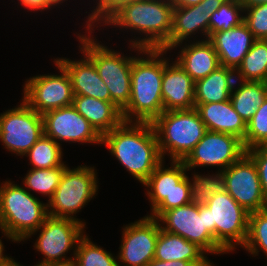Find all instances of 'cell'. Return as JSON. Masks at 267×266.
Returning a JSON list of instances; mask_svg holds the SVG:
<instances>
[{
    "label": "cell",
    "mask_w": 267,
    "mask_h": 266,
    "mask_svg": "<svg viewBox=\"0 0 267 266\" xmlns=\"http://www.w3.org/2000/svg\"><path fill=\"white\" fill-rule=\"evenodd\" d=\"M102 145L142 184L164 161L151 122H122L102 136Z\"/></svg>",
    "instance_id": "cell-1"
},
{
    "label": "cell",
    "mask_w": 267,
    "mask_h": 266,
    "mask_svg": "<svg viewBox=\"0 0 267 266\" xmlns=\"http://www.w3.org/2000/svg\"><path fill=\"white\" fill-rule=\"evenodd\" d=\"M131 67V97L121 111L124 122H153L163 111L162 77L165 49H142ZM163 58H162V57Z\"/></svg>",
    "instance_id": "cell-2"
},
{
    "label": "cell",
    "mask_w": 267,
    "mask_h": 266,
    "mask_svg": "<svg viewBox=\"0 0 267 266\" xmlns=\"http://www.w3.org/2000/svg\"><path fill=\"white\" fill-rule=\"evenodd\" d=\"M173 7L169 0H137L121 6L103 24L144 33V38L130 41L142 54V49H161L169 41Z\"/></svg>",
    "instance_id": "cell-3"
},
{
    "label": "cell",
    "mask_w": 267,
    "mask_h": 266,
    "mask_svg": "<svg viewBox=\"0 0 267 266\" xmlns=\"http://www.w3.org/2000/svg\"><path fill=\"white\" fill-rule=\"evenodd\" d=\"M2 184L0 229L9 240L18 243L26 240L49 216L47 203L44 204L28 190L11 181Z\"/></svg>",
    "instance_id": "cell-4"
},
{
    "label": "cell",
    "mask_w": 267,
    "mask_h": 266,
    "mask_svg": "<svg viewBox=\"0 0 267 266\" xmlns=\"http://www.w3.org/2000/svg\"><path fill=\"white\" fill-rule=\"evenodd\" d=\"M159 150L164 158L183 161L208 131L195 108L163 111L153 122Z\"/></svg>",
    "instance_id": "cell-5"
},
{
    "label": "cell",
    "mask_w": 267,
    "mask_h": 266,
    "mask_svg": "<svg viewBox=\"0 0 267 266\" xmlns=\"http://www.w3.org/2000/svg\"><path fill=\"white\" fill-rule=\"evenodd\" d=\"M87 31L88 36L85 32V35L78 34L76 37L81 44L79 48L93 61L98 75L109 90L111 102L122 111L131 97V67L134 56L124 57V54L95 41L90 34L92 30Z\"/></svg>",
    "instance_id": "cell-6"
},
{
    "label": "cell",
    "mask_w": 267,
    "mask_h": 266,
    "mask_svg": "<svg viewBox=\"0 0 267 266\" xmlns=\"http://www.w3.org/2000/svg\"><path fill=\"white\" fill-rule=\"evenodd\" d=\"M205 221L206 229L228 253L245 244L249 212L227 191L214 194L205 204Z\"/></svg>",
    "instance_id": "cell-7"
},
{
    "label": "cell",
    "mask_w": 267,
    "mask_h": 266,
    "mask_svg": "<svg viewBox=\"0 0 267 266\" xmlns=\"http://www.w3.org/2000/svg\"><path fill=\"white\" fill-rule=\"evenodd\" d=\"M97 174L94 167L79 166L64 170L61 181L54 192L53 197L48 200V214L52 217L68 218L85 222L74 217L84 205L95 197L98 190Z\"/></svg>",
    "instance_id": "cell-8"
},
{
    "label": "cell",
    "mask_w": 267,
    "mask_h": 266,
    "mask_svg": "<svg viewBox=\"0 0 267 266\" xmlns=\"http://www.w3.org/2000/svg\"><path fill=\"white\" fill-rule=\"evenodd\" d=\"M162 161L143 183L151 203L153 218H159L165 211L191 203L188 169L182 161H171L165 168Z\"/></svg>",
    "instance_id": "cell-9"
},
{
    "label": "cell",
    "mask_w": 267,
    "mask_h": 266,
    "mask_svg": "<svg viewBox=\"0 0 267 266\" xmlns=\"http://www.w3.org/2000/svg\"><path fill=\"white\" fill-rule=\"evenodd\" d=\"M84 228L86 227L79 221L48 216L43 224L26 238H31L40 230L34 248L41 252L44 259L36 265L72 266L75 258L74 249L85 233ZM72 249L74 254L69 258L66 253Z\"/></svg>",
    "instance_id": "cell-10"
},
{
    "label": "cell",
    "mask_w": 267,
    "mask_h": 266,
    "mask_svg": "<svg viewBox=\"0 0 267 266\" xmlns=\"http://www.w3.org/2000/svg\"><path fill=\"white\" fill-rule=\"evenodd\" d=\"M44 134L42 114L32 109L23 99L14 109L0 114V141L17 156H24Z\"/></svg>",
    "instance_id": "cell-11"
},
{
    "label": "cell",
    "mask_w": 267,
    "mask_h": 266,
    "mask_svg": "<svg viewBox=\"0 0 267 266\" xmlns=\"http://www.w3.org/2000/svg\"><path fill=\"white\" fill-rule=\"evenodd\" d=\"M158 221L161 229L177 234L211 254L228 253L206 229L205 205L189 203L165 211Z\"/></svg>",
    "instance_id": "cell-12"
},
{
    "label": "cell",
    "mask_w": 267,
    "mask_h": 266,
    "mask_svg": "<svg viewBox=\"0 0 267 266\" xmlns=\"http://www.w3.org/2000/svg\"><path fill=\"white\" fill-rule=\"evenodd\" d=\"M60 75L30 77L23 86V100L39 114L72 105L74 99L71 79L66 69L54 60Z\"/></svg>",
    "instance_id": "cell-13"
},
{
    "label": "cell",
    "mask_w": 267,
    "mask_h": 266,
    "mask_svg": "<svg viewBox=\"0 0 267 266\" xmlns=\"http://www.w3.org/2000/svg\"><path fill=\"white\" fill-rule=\"evenodd\" d=\"M245 153L243 141L238 137L207 131L182 162L188 170L197 166H219V171L222 172Z\"/></svg>",
    "instance_id": "cell-14"
},
{
    "label": "cell",
    "mask_w": 267,
    "mask_h": 266,
    "mask_svg": "<svg viewBox=\"0 0 267 266\" xmlns=\"http://www.w3.org/2000/svg\"><path fill=\"white\" fill-rule=\"evenodd\" d=\"M222 176L226 191L247 212L267 208L256 165L246 153L223 170Z\"/></svg>",
    "instance_id": "cell-15"
},
{
    "label": "cell",
    "mask_w": 267,
    "mask_h": 266,
    "mask_svg": "<svg viewBox=\"0 0 267 266\" xmlns=\"http://www.w3.org/2000/svg\"><path fill=\"white\" fill-rule=\"evenodd\" d=\"M160 228L158 219L149 215L126 225L117 255L120 266H146L154 259Z\"/></svg>",
    "instance_id": "cell-16"
},
{
    "label": "cell",
    "mask_w": 267,
    "mask_h": 266,
    "mask_svg": "<svg viewBox=\"0 0 267 266\" xmlns=\"http://www.w3.org/2000/svg\"><path fill=\"white\" fill-rule=\"evenodd\" d=\"M42 116L44 134L58 144L61 141L102 143V136L72 105L47 111Z\"/></svg>",
    "instance_id": "cell-17"
},
{
    "label": "cell",
    "mask_w": 267,
    "mask_h": 266,
    "mask_svg": "<svg viewBox=\"0 0 267 266\" xmlns=\"http://www.w3.org/2000/svg\"><path fill=\"white\" fill-rule=\"evenodd\" d=\"M226 0H203L189 7H173L172 31L169 41L161 48L167 51L181 46L191 35L201 31L209 38V21L212 13ZM181 44V45H180Z\"/></svg>",
    "instance_id": "cell-18"
},
{
    "label": "cell",
    "mask_w": 267,
    "mask_h": 266,
    "mask_svg": "<svg viewBox=\"0 0 267 266\" xmlns=\"http://www.w3.org/2000/svg\"><path fill=\"white\" fill-rule=\"evenodd\" d=\"M164 59L162 77V100L164 111L188 110L195 108V81L180 65Z\"/></svg>",
    "instance_id": "cell-19"
},
{
    "label": "cell",
    "mask_w": 267,
    "mask_h": 266,
    "mask_svg": "<svg viewBox=\"0 0 267 266\" xmlns=\"http://www.w3.org/2000/svg\"><path fill=\"white\" fill-rule=\"evenodd\" d=\"M208 40L218 54L220 65L236 71L256 39L242 22L230 30L213 33Z\"/></svg>",
    "instance_id": "cell-20"
},
{
    "label": "cell",
    "mask_w": 267,
    "mask_h": 266,
    "mask_svg": "<svg viewBox=\"0 0 267 266\" xmlns=\"http://www.w3.org/2000/svg\"><path fill=\"white\" fill-rule=\"evenodd\" d=\"M82 54L83 59L78 61H72L68 58L55 59L69 74L73 94L111 102L109 90L98 75L93 61L85 53Z\"/></svg>",
    "instance_id": "cell-21"
},
{
    "label": "cell",
    "mask_w": 267,
    "mask_h": 266,
    "mask_svg": "<svg viewBox=\"0 0 267 266\" xmlns=\"http://www.w3.org/2000/svg\"><path fill=\"white\" fill-rule=\"evenodd\" d=\"M195 109L208 131L228 133L244 141L246 122L235 111L230 99L195 105Z\"/></svg>",
    "instance_id": "cell-22"
},
{
    "label": "cell",
    "mask_w": 267,
    "mask_h": 266,
    "mask_svg": "<svg viewBox=\"0 0 267 266\" xmlns=\"http://www.w3.org/2000/svg\"><path fill=\"white\" fill-rule=\"evenodd\" d=\"M72 106L103 136L122 122V112L113 103L93 97L74 95Z\"/></svg>",
    "instance_id": "cell-23"
},
{
    "label": "cell",
    "mask_w": 267,
    "mask_h": 266,
    "mask_svg": "<svg viewBox=\"0 0 267 266\" xmlns=\"http://www.w3.org/2000/svg\"><path fill=\"white\" fill-rule=\"evenodd\" d=\"M196 244L160 228L154 259L159 261H190L194 266H214Z\"/></svg>",
    "instance_id": "cell-24"
},
{
    "label": "cell",
    "mask_w": 267,
    "mask_h": 266,
    "mask_svg": "<svg viewBox=\"0 0 267 266\" xmlns=\"http://www.w3.org/2000/svg\"><path fill=\"white\" fill-rule=\"evenodd\" d=\"M176 62L196 82L215 71L220 65L218 54L208 39H202L180 48Z\"/></svg>",
    "instance_id": "cell-25"
},
{
    "label": "cell",
    "mask_w": 267,
    "mask_h": 266,
    "mask_svg": "<svg viewBox=\"0 0 267 266\" xmlns=\"http://www.w3.org/2000/svg\"><path fill=\"white\" fill-rule=\"evenodd\" d=\"M235 81V70L219 66L208 76L195 82V105L229 100Z\"/></svg>",
    "instance_id": "cell-26"
},
{
    "label": "cell",
    "mask_w": 267,
    "mask_h": 266,
    "mask_svg": "<svg viewBox=\"0 0 267 266\" xmlns=\"http://www.w3.org/2000/svg\"><path fill=\"white\" fill-rule=\"evenodd\" d=\"M237 81H239V84L235 87ZM266 97L267 89L264 82L236 80L231 91L230 100L235 111L247 123Z\"/></svg>",
    "instance_id": "cell-27"
},
{
    "label": "cell",
    "mask_w": 267,
    "mask_h": 266,
    "mask_svg": "<svg viewBox=\"0 0 267 266\" xmlns=\"http://www.w3.org/2000/svg\"><path fill=\"white\" fill-rule=\"evenodd\" d=\"M235 72L237 80L264 82L267 76V40L256 39Z\"/></svg>",
    "instance_id": "cell-28"
},
{
    "label": "cell",
    "mask_w": 267,
    "mask_h": 266,
    "mask_svg": "<svg viewBox=\"0 0 267 266\" xmlns=\"http://www.w3.org/2000/svg\"><path fill=\"white\" fill-rule=\"evenodd\" d=\"M66 168L67 165L64 163L61 166L54 168H30V171L28 170V173L23 179L25 189H29L30 193L31 190L35 192L37 191L44 196H48L50 200L53 197Z\"/></svg>",
    "instance_id": "cell-29"
},
{
    "label": "cell",
    "mask_w": 267,
    "mask_h": 266,
    "mask_svg": "<svg viewBox=\"0 0 267 266\" xmlns=\"http://www.w3.org/2000/svg\"><path fill=\"white\" fill-rule=\"evenodd\" d=\"M62 152L61 144L43 134L24 156L29 157L33 169L54 168L64 163Z\"/></svg>",
    "instance_id": "cell-30"
},
{
    "label": "cell",
    "mask_w": 267,
    "mask_h": 266,
    "mask_svg": "<svg viewBox=\"0 0 267 266\" xmlns=\"http://www.w3.org/2000/svg\"><path fill=\"white\" fill-rule=\"evenodd\" d=\"M116 259L84 234L77 243L72 266H120Z\"/></svg>",
    "instance_id": "cell-31"
},
{
    "label": "cell",
    "mask_w": 267,
    "mask_h": 266,
    "mask_svg": "<svg viewBox=\"0 0 267 266\" xmlns=\"http://www.w3.org/2000/svg\"><path fill=\"white\" fill-rule=\"evenodd\" d=\"M193 175L192 182L190 181V198L193 204L205 205L214 194L226 191L224 177L220 171L211 176L198 173Z\"/></svg>",
    "instance_id": "cell-32"
},
{
    "label": "cell",
    "mask_w": 267,
    "mask_h": 266,
    "mask_svg": "<svg viewBox=\"0 0 267 266\" xmlns=\"http://www.w3.org/2000/svg\"><path fill=\"white\" fill-rule=\"evenodd\" d=\"M244 6L238 0H226L214 11L209 21V37L218 31L239 26L244 20Z\"/></svg>",
    "instance_id": "cell-33"
},
{
    "label": "cell",
    "mask_w": 267,
    "mask_h": 266,
    "mask_svg": "<svg viewBox=\"0 0 267 266\" xmlns=\"http://www.w3.org/2000/svg\"><path fill=\"white\" fill-rule=\"evenodd\" d=\"M242 247L253 256H257L259 250L267 256V208L249 213L248 235Z\"/></svg>",
    "instance_id": "cell-34"
},
{
    "label": "cell",
    "mask_w": 267,
    "mask_h": 266,
    "mask_svg": "<svg viewBox=\"0 0 267 266\" xmlns=\"http://www.w3.org/2000/svg\"><path fill=\"white\" fill-rule=\"evenodd\" d=\"M243 145L246 150L257 146H267V97L246 123Z\"/></svg>",
    "instance_id": "cell-35"
},
{
    "label": "cell",
    "mask_w": 267,
    "mask_h": 266,
    "mask_svg": "<svg viewBox=\"0 0 267 266\" xmlns=\"http://www.w3.org/2000/svg\"><path fill=\"white\" fill-rule=\"evenodd\" d=\"M243 22L255 39L267 40V3L244 7Z\"/></svg>",
    "instance_id": "cell-36"
},
{
    "label": "cell",
    "mask_w": 267,
    "mask_h": 266,
    "mask_svg": "<svg viewBox=\"0 0 267 266\" xmlns=\"http://www.w3.org/2000/svg\"><path fill=\"white\" fill-rule=\"evenodd\" d=\"M97 6L95 9L91 10L92 13L88 14V19L86 20V29L93 30V26L96 22L103 23L121 6L131 3L137 0H97ZM100 21V22H99ZM94 23V24H93ZM93 24V25H92Z\"/></svg>",
    "instance_id": "cell-37"
},
{
    "label": "cell",
    "mask_w": 267,
    "mask_h": 266,
    "mask_svg": "<svg viewBox=\"0 0 267 266\" xmlns=\"http://www.w3.org/2000/svg\"><path fill=\"white\" fill-rule=\"evenodd\" d=\"M246 154L254 161L261 188L265 200L267 201V146H257L246 150Z\"/></svg>",
    "instance_id": "cell-38"
},
{
    "label": "cell",
    "mask_w": 267,
    "mask_h": 266,
    "mask_svg": "<svg viewBox=\"0 0 267 266\" xmlns=\"http://www.w3.org/2000/svg\"><path fill=\"white\" fill-rule=\"evenodd\" d=\"M20 4L30 10L34 11H44L46 9H51L53 6L50 4L49 0H18ZM51 7V8H50Z\"/></svg>",
    "instance_id": "cell-39"
},
{
    "label": "cell",
    "mask_w": 267,
    "mask_h": 266,
    "mask_svg": "<svg viewBox=\"0 0 267 266\" xmlns=\"http://www.w3.org/2000/svg\"><path fill=\"white\" fill-rule=\"evenodd\" d=\"M146 266H194L190 261L175 260V261H159L152 259Z\"/></svg>",
    "instance_id": "cell-40"
},
{
    "label": "cell",
    "mask_w": 267,
    "mask_h": 266,
    "mask_svg": "<svg viewBox=\"0 0 267 266\" xmlns=\"http://www.w3.org/2000/svg\"><path fill=\"white\" fill-rule=\"evenodd\" d=\"M174 7H189L201 3L203 0H169Z\"/></svg>",
    "instance_id": "cell-41"
},
{
    "label": "cell",
    "mask_w": 267,
    "mask_h": 266,
    "mask_svg": "<svg viewBox=\"0 0 267 266\" xmlns=\"http://www.w3.org/2000/svg\"><path fill=\"white\" fill-rule=\"evenodd\" d=\"M3 251H4V246L0 239V266H10L13 262H15V260L7 255H4Z\"/></svg>",
    "instance_id": "cell-42"
},
{
    "label": "cell",
    "mask_w": 267,
    "mask_h": 266,
    "mask_svg": "<svg viewBox=\"0 0 267 266\" xmlns=\"http://www.w3.org/2000/svg\"><path fill=\"white\" fill-rule=\"evenodd\" d=\"M244 7L267 3V0H238Z\"/></svg>",
    "instance_id": "cell-43"
},
{
    "label": "cell",
    "mask_w": 267,
    "mask_h": 266,
    "mask_svg": "<svg viewBox=\"0 0 267 266\" xmlns=\"http://www.w3.org/2000/svg\"><path fill=\"white\" fill-rule=\"evenodd\" d=\"M63 1H66V0H49L50 4L54 7L55 5L57 6V4H61L63 3ZM68 1V0H67Z\"/></svg>",
    "instance_id": "cell-44"
},
{
    "label": "cell",
    "mask_w": 267,
    "mask_h": 266,
    "mask_svg": "<svg viewBox=\"0 0 267 266\" xmlns=\"http://www.w3.org/2000/svg\"><path fill=\"white\" fill-rule=\"evenodd\" d=\"M10 266H23L19 262L15 261Z\"/></svg>",
    "instance_id": "cell-45"
},
{
    "label": "cell",
    "mask_w": 267,
    "mask_h": 266,
    "mask_svg": "<svg viewBox=\"0 0 267 266\" xmlns=\"http://www.w3.org/2000/svg\"><path fill=\"white\" fill-rule=\"evenodd\" d=\"M264 84H265V87H266V89H267V76H266V78H265V80H264Z\"/></svg>",
    "instance_id": "cell-46"
},
{
    "label": "cell",
    "mask_w": 267,
    "mask_h": 266,
    "mask_svg": "<svg viewBox=\"0 0 267 266\" xmlns=\"http://www.w3.org/2000/svg\"><path fill=\"white\" fill-rule=\"evenodd\" d=\"M35 266H55V265H35Z\"/></svg>",
    "instance_id": "cell-47"
}]
</instances>
